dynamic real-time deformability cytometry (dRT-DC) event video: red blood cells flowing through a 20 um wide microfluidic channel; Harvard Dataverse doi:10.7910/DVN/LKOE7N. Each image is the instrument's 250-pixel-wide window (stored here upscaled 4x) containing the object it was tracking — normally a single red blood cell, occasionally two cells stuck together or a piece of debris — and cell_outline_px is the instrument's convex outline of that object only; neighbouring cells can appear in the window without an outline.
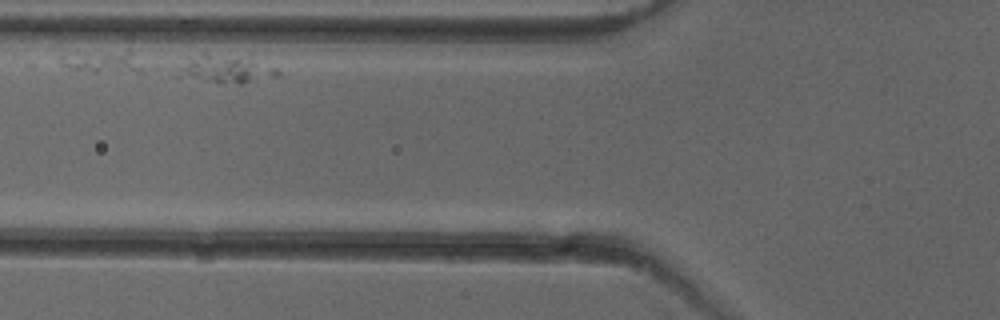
{"species": "common noctule bat (a hibernating species)", "species_latin": "Nyctalus noctula", "temperature_condition": "cold", "stored_images_in_passage": 10, "camera_frame_rate_fps": 3000, "um_per_image_px": 0.085, "animal": {"sex": "female"}, "frame": {"image": 1, "passage_image": 6, "time_ms": 1.667, "image_size_px": [1000, 320], "cell_outline_px": [[280, 76], [240, 84], [224, 84], [92, 72], [68, 68], [60, 64], [60, 56], [204, 52], [252, 60], [276, 68], [280, 72]], "centroid_in_image_um": [14.93, 5.68], "position_along_channel_um": 110.9, "area_um2": 34.45}}
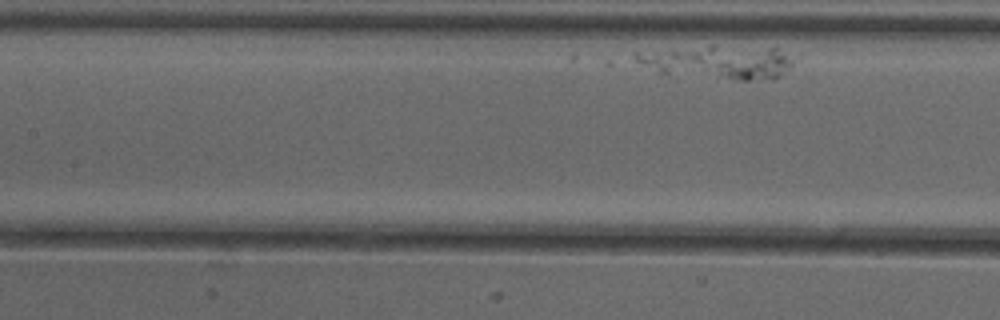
{"frame": {"image": 2, "passage_image": 10, "time_ms": 3.0, "image_size_px": [1000, 320], "cell_outline_px": [[800, 56], [776, 80], [744, 80], [660, 72], [640, 64], [632, 60], [632, 52], [712, 44], [776, 44]], "centroid_in_image_um": [61.28, 5.17], "position_along_channel_um": 146.1, "area_um2": 33.06}}